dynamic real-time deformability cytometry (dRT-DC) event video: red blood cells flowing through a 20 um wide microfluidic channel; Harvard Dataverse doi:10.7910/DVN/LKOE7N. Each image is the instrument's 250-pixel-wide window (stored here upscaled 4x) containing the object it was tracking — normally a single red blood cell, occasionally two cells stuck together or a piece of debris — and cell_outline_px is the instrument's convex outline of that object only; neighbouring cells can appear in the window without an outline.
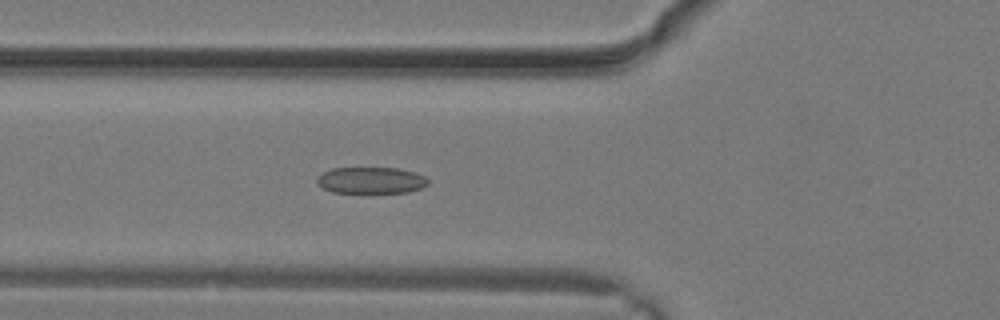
{"species": "common noctule bat (a hibernating species)", "species_latin": "Nyctalus noctula", "temperature_condition": "warm", "stored_images_in_passage": 23, "segment_of_instrument_passage": [1, 2], "camera_frame_rate_fps": 3000, "um_per_image_px": 0.085, "animal": {"sex": "male", "body_mass_g": 19.2, "forearm_length_mm": 51.8}, "frame": {"image": 1, "passage_image": 4, "time_ms": 1.0, "image_size_px": [1000, 320], "cell_outline_px": [[428, 184], [420, 188], [408, 192], [332, 192], [324, 188], [316, 180], [324, 172], [332, 168], [396, 168], [416, 172], [424, 176], [428, 180]], "centroid_in_image_um": [31.57, 15.32], "position_along_channel_um": 94.2, "area_um2": 16.82}}
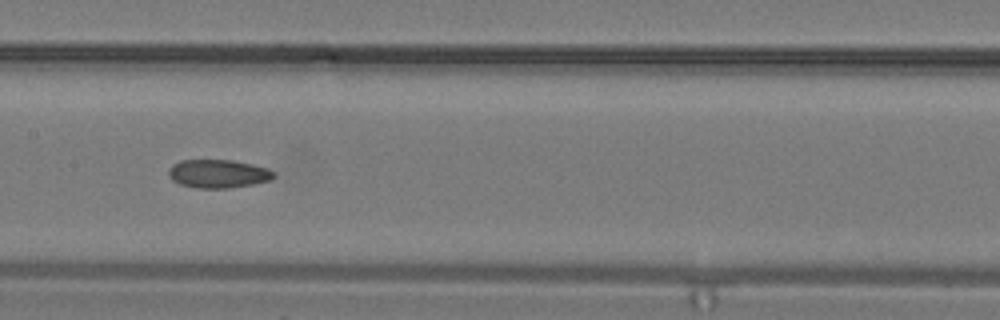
{"frame": {"image": 2, "passage_image": 8, "time_ms": 2.333, "image_size_px": [1000, 320], "cell_outline_px": [[276, 176], [272, 180], [252, 184], [228, 188], [196, 188], [180, 184], [172, 180], [168, 176], [168, 168], [172, 164], [180, 160], [232, 160], [252, 164], [268, 168], [276, 172]], "centroid_in_image_um": [18.55, 14.76], "position_along_channel_um": 188.9, "area_um2": 17.63}}
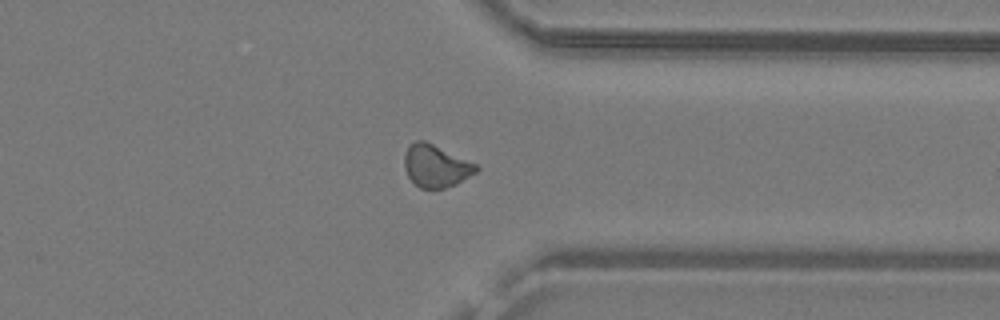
{"frame": {"image": 3, "passage_image": 16, "time_ms": 5.0, "image_size_px": [1000, 320], "cell_outline_px": [[480, 168], [476, 172], [456, 184], [444, 188], [420, 188], [408, 176], [404, 168], [404, 156], [408, 144], [416, 140], [424, 140], [476, 164]], "centroid_in_image_um": [37.02, 14.1], "position_along_channel_um": 374.4, "area_um2": 17.57}}